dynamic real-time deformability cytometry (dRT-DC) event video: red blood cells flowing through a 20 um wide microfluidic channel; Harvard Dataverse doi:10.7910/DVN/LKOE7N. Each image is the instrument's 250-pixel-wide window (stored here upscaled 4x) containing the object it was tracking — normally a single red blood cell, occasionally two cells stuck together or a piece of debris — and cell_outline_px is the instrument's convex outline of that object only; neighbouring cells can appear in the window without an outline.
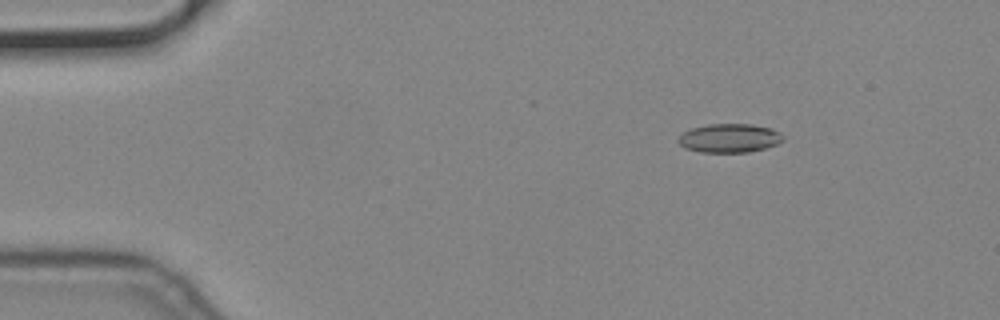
{"species": "common noctule bat (a hibernating species)", "species_latin": "Nyctalus noctula", "temperature_condition": "cold", "stored_images_in_passage": 56, "camera_frame_rate_fps": 3000, "um_per_image_px": 0.085, "animal": {"sex": "male", "body_mass_g": 19.2, "forearm_length_mm": 51.8}, "frame": {"image": 1, "passage_image": 8, "time_ms": 2.333, "image_size_px": [1000, 320], "cell_outline_px": [[784, 140], [776, 144], [764, 148], [748, 152], [700, 152], [684, 148], [676, 140], [684, 132], [692, 128], [708, 124], [752, 124], [772, 128], [780, 132], [784, 136]], "centroid_in_image_um": [62.01, 11.73], "position_along_channel_um": 23.0, "area_um2": 17.63}}
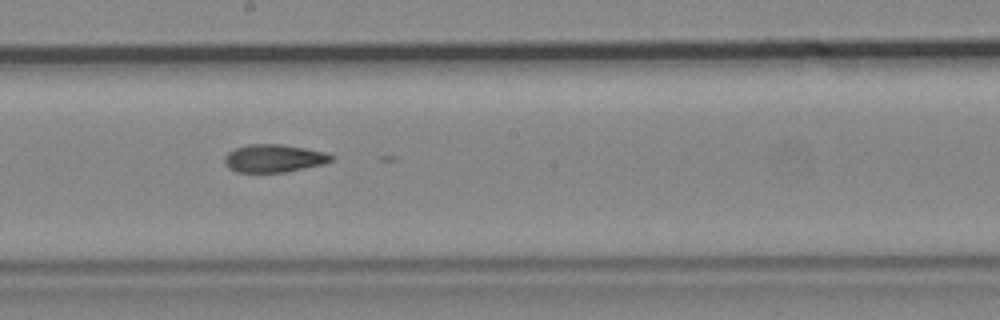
{"frame": {"image": 2, "passage_image": 31, "time_ms": 10.0, "image_size_px": [1000, 320], "cell_outline_px": [[332, 160], [324, 164], [284, 172], [236, 172], [228, 168], [224, 164], [224, 156], [228, 152], [236, 148], [248, 144], [280, 144], [304, 148], [324, 152], [332, 156]], "centroid_in_image_um": [23.23, 13.46], "position_along_channel_um": 225.0, "area_um2": 17.22}}
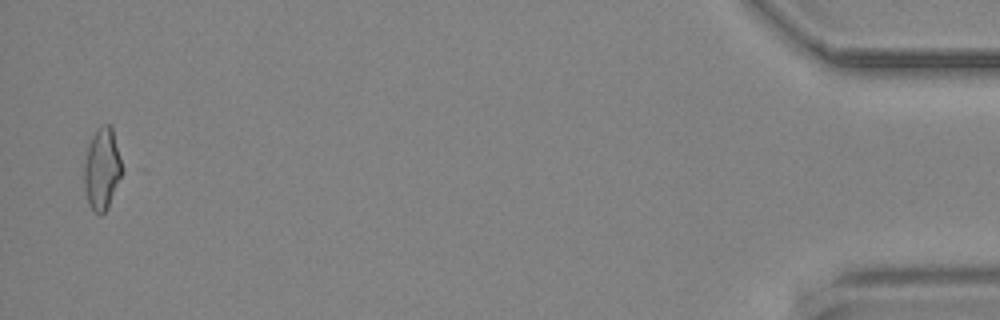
{"frame": {"image": 3, "passage_image": 55, "time_ms": 18.0, "image_size_px": [1000, 320], "cell_outline_px": [[120, 176], [108, 204], [104, 212], [100, 216], [88, 204], [84, 188], [84, 164], [88, 144], [96, 128], [100, 124], [112, 124], [120, 160]], "centroid_in_image_um": [8.62, 14.28], "position_along_channel_um": 426.6, "area_um2": 17.63}}